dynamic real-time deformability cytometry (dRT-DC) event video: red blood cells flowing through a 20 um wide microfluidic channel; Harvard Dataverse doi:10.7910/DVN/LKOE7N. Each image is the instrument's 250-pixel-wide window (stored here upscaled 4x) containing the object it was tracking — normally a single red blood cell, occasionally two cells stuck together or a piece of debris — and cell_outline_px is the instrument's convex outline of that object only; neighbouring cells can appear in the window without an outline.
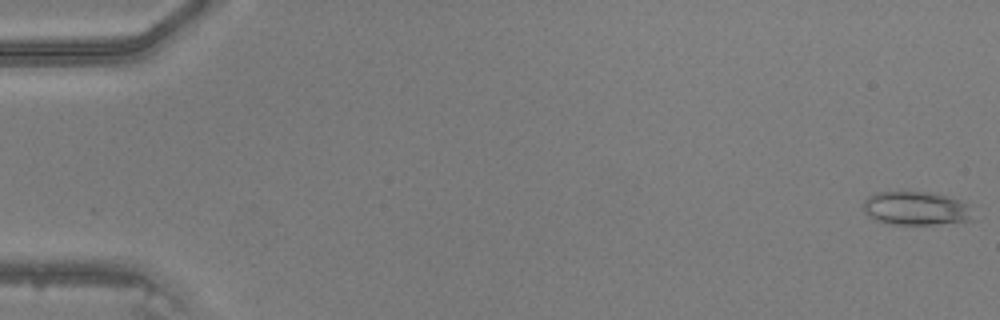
{"species": "common noctule bat (a hibernating species)", "species_latin": "Nyctalus noctula", "temperature_condition": "warm", "stored_images_in_passage": 47, "camera_frame_rate_fps": 3000, "um_per_image_px": 0.085, "animal": {"sex": "male", "body_mass_g": 20.5, "forearm_length_mm": 52.5}, "frame": {"image": 1, "passage_image": 1, "time_ms": 0.0, "image_size_px": [1000, 320], "cell_outline_px": [[972, 220], [932, 224], [892, 224], [876, 220], [868, 216], [864, 212], [864, 200], [868, 196], [876, 192], [928, 192], [960, 200], [964, 204]], "centroid_in_image_um": [77.75, 17.71], "position_along_channel_um": 7.3, "area_um2": 20.87}}
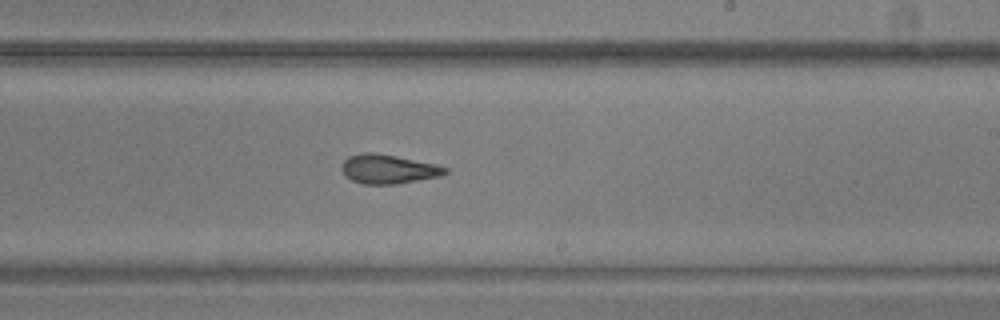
{"frame": {"image": 2, "passage_image": 29, "time_ms": 9.333, "image_size_px": [1000, 320], "cell_outline_px": [[448, 172], [440, 176], [396, 184], [364, 184], [352, 180], [340, 168], [344, 160], [348, 156], [360, 152], [376, 152], [436, 164], [448, 168]], "centroid_in_image_um": [33.0, 14.35], "position_along_channel_um": 256.0, "area_um2": 17.57}}
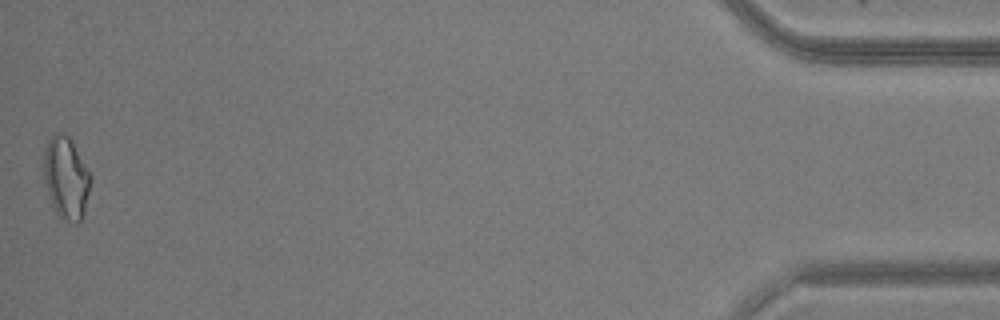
{"frame": {"image": 3, "passage_image": 47, "time_ms": 15.333, "image_size_px": [1000, 320], "cell_outline_px": [[92, 180], [84, 212], [80, 220], [76, 224], [60, 216], [56, 212], [52, 204], [48, 192], [44, 176], [44, 148], [48, 140], [56, 132], [64, 132], [72, 140], [92, 176]], "centroid_in_image_um": [5.64, 15.07], "position_along_channel_um": 429.6, "area_um2": 22.31}}